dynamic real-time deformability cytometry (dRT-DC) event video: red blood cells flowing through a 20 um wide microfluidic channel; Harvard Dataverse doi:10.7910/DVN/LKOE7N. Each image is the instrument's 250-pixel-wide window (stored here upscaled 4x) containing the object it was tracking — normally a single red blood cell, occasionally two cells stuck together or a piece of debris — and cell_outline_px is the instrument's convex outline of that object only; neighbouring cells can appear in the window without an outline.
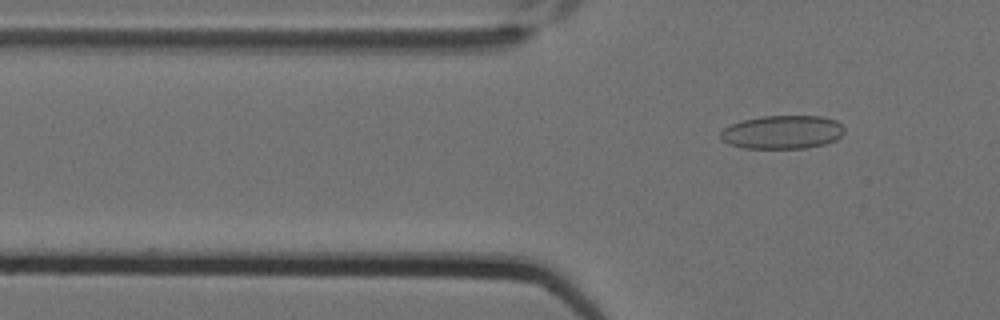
{"species": "Egyptian fruit bat (a non-hibernating species)", "species_latin": "Rousettus aegyptiacus", "temperature_condition": "cold", "stored_images_in_passage": 3, "segment_of_instrument_passage": [2, 2], "camera_frame_rate_fps": 3000, "um_per_image_px": 0.085, "animal": {"sex": "female"}, "frame": {"image": 1, "passage_image": 3, "time_ms": 0.667, "image_size_px": [1000, 320], "cell_outline_px": [[844, 132], [836, 140], [824, 144], [808, 148], [744, 148], [728, 144], [720, 136], [720, 132], [724, 128], [740, 120], [764, 116], [824, 116], [836, 120], [844, 128]], "centroid_in_image_um": [66.51, 11.23], "position_along_channel_um": 59.3, "area_um2": 24.22}}